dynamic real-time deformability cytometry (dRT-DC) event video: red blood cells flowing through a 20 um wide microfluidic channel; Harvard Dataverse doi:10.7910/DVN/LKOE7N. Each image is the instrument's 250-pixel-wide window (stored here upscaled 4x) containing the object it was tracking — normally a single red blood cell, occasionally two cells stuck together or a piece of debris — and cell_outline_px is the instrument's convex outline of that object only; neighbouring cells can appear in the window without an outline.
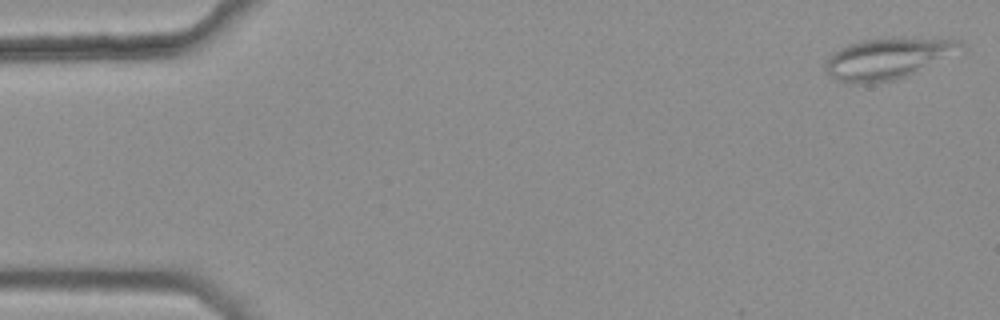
{"species": "common noctule bat (a hibernating species)", "species_latin": "Nyctalus noctula", "temperature_condition": "warm", "stored_images_in_passage": 47, "camera_frame_rate_fps": 3000, "um_per_image_px": 0.085, "animal": {"sex": "female", "body_mass_g": 25.1}, "frame": {"image": 1, "passage_image": 1, "time_ms": 0.0, "image_size_px": [1000, 320], "cell_outline_px": [[968, 48], [964, 52], [916, 72], [896, 80], [872, 84], [844, 84], [836, 80], [824, 68], [824, 64], [828, 56], [832, 52], [848, 44], [860, 40], [892, 36], [912, 36], [960, 40], [968, 44]], "centroid_in_image_um": [75.57, 4.94], "position_along_channel_um": 9.4, "area_um2": 34.22}}
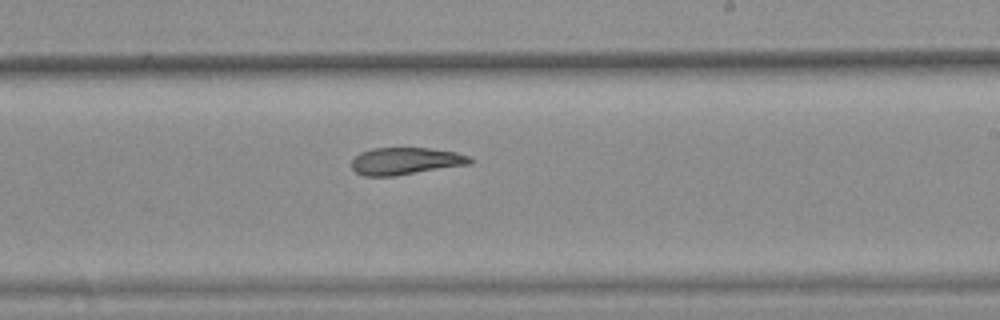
{"frame": {"image": 2, "passage_image": 31, "time_ms": 10.0, "image_size_px": [1000, 320], "cell_outline_px": [[472, 164], [396, 176], [364, 176], [356, 172], [352, 168], [352, 160], [360, 152], [372, 148], [432, 148], [456, 152], [468, 156], [472, 160]], "centroid_in_image_um": [34.48, 13.69], "position_along_channel_um": 254.5, "area_um2": 18.9}}
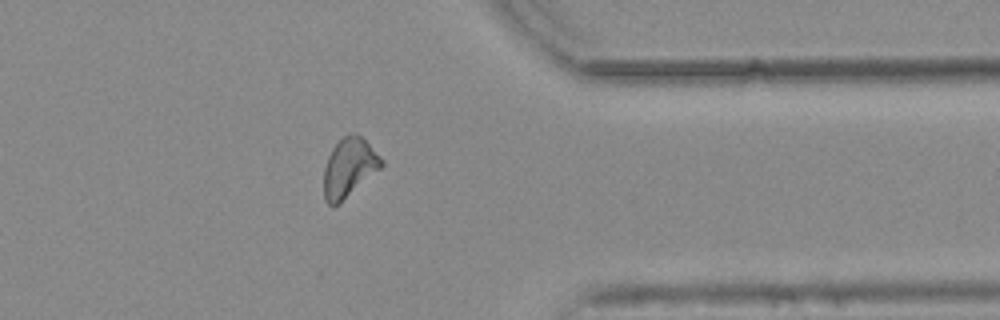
{"frame": {"image": 3, "passage_image": 42, "time_ms": 13.667, "image_size_px": [1000, 320], "cell_outline_px": [[384, 164], [380, 168], [332, 208], [324, 200], [324, 168], [328, 156], [332, 148], [348, 132], [356, 132], [384, 160]], "centroid_in_image_um": [29.64, 14.22], "position_along_channel_um": 381.8, "area_um2": 19.36}, "authors_computed_cell_mechanics": {"area_um2": 20.0566, "velocity_mm_per_s": 3.775, "shape_relaxation_time_tau1_ms": null, "shape_relaxation_time_tau2_ms": 8.0245, "deformation_change_tau1": null, "deformation_change_tau2": 0.1754}}